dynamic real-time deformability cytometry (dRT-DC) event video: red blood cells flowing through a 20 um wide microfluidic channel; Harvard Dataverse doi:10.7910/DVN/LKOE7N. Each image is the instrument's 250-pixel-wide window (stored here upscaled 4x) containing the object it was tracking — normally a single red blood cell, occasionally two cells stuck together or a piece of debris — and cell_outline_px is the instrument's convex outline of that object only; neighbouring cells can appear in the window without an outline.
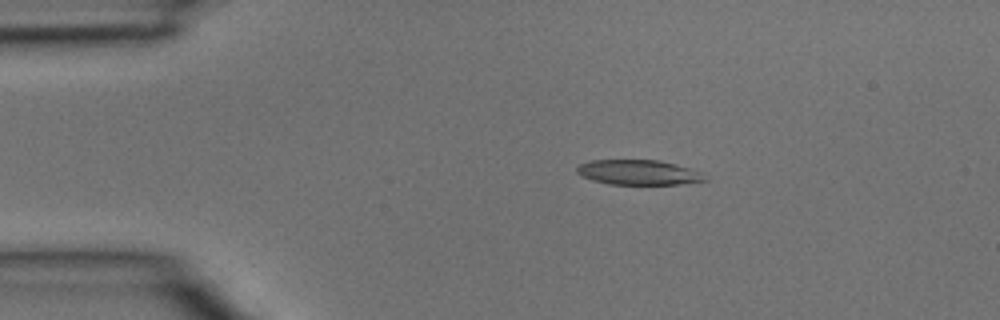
{"species": "common noctule bat (a hibernating species)", "species_latin": "Nyctalus noctula", "temperature_condition": "room temperature", "stored_images_in_passage": 4, "camera_frame_rate_fps": 3000, "um_per_image_px": 0.085, "animal": {"sex": "male", "body_mass_g": 15.6}, "frame": {"image": 1, "passage_image": 3, "time_ms": 0.667, "image_size_px": [1000, 320], "cell_outline_px": [[708, 180], [680, 184], [608, 184], [592, 180], [576, 172], [576, 168], [580, 164], [592, 160], [660, 160], [688, 168]], "centroid_in_image_um": [54.18, 14.65], "position_along_channel_um": 30.8, "area_um2": 18.15}}